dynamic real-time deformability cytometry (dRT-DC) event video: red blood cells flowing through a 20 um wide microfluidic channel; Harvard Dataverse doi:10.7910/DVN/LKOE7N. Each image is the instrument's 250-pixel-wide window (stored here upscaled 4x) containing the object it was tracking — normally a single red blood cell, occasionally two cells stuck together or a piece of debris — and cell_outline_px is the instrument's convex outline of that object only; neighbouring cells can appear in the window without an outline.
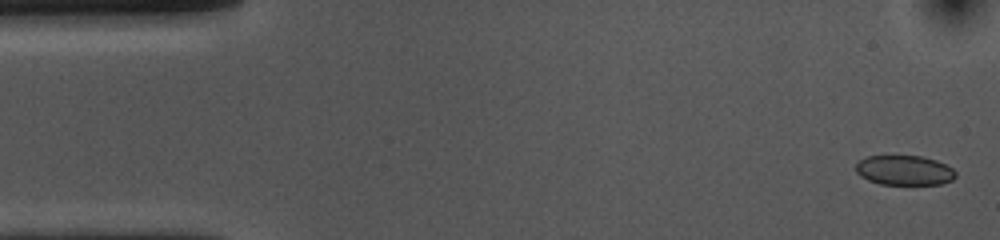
{"species": "common noctule bat (a hibernating species)", "species_latin": "Nyctalus noctula", "temperature_condition": "cold", "stored_images_in_passage": 54, "camera_frame_rate_fps": 3000, "um_per_image_px": 0.085, "animal": {"sex": "female", "body_mass_g": 10.0, "forearm_length_mm": 53.1}, "frame": {"image": 1, "passage_image": 2, "time_ms": 0.333, "image_size_px": [1000, 240], "cell_outline_px": [[956, 176], [952, 180], [940, 184], [880, 184], [868, 180], [860, 176], [856, 172], [856, 164], [860, 160], [868, 156], [920, 156], [936, 160], [952, 168], [956, 172]], "centroid_in_image_um": [76.87, 14.48], "position_along_channel_um": 8.1, "area_um2": 17.22}}
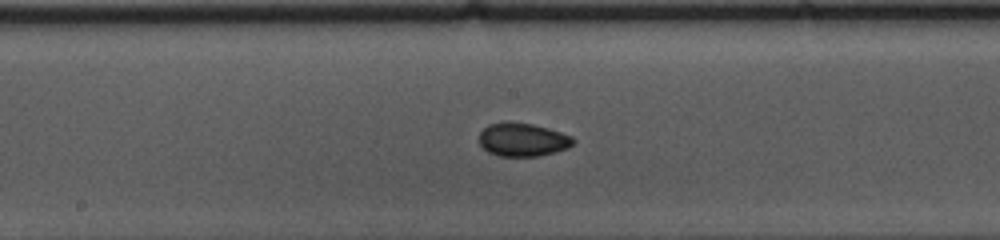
{"frame": {"image": 2, "passage_image": 27, "time_ms": 8.667, "image_size_px": [1000, 240], "cell_outline_px": [[576, 140], [568, 148], [540, 156], [500, 156], [488, 152], [480, 144], [480, 132], [488, 124], [532, 124], [548, 128], [572, 136]], "centroid_in_image_um": [44.46, 11.9], "position_along_channel_um": 203.7, "area_um2": 17.8}}
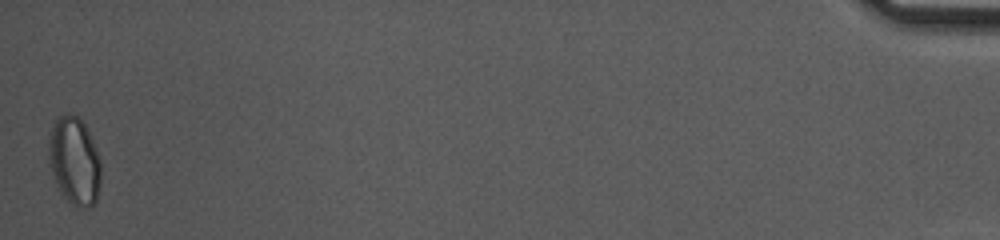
{"frame": {"image": 3, "passage_image": 54, "time_ms": 17.667, "image_size_px": [1000, 240], "cell_outline_px": [[100, 184], [96, 200], [92, 204], [84, 208], [72, 204], [60, 192], [48, 156], [48, 140], [52, 124], [56, 116], [68, 112], [76, 116], [84, 124], [92, 140], [100, 160]], "centroid_in_image_um": [6.31, 13.63], "position_along_channel_um": 428.9, "area_um2": 26.41}, "authors_computed_cell_mechanics": {"area_um2": 18.2937, "velocity_mm_per_s": 3.6252, "shape_relaxation_time_tau1_ms": 4.2803, "shape_relaxation_time_tau2_ms": 3.7678, "deformation_change_tau1": 0.0742, "deformation_change_tau2": 0.0552}}